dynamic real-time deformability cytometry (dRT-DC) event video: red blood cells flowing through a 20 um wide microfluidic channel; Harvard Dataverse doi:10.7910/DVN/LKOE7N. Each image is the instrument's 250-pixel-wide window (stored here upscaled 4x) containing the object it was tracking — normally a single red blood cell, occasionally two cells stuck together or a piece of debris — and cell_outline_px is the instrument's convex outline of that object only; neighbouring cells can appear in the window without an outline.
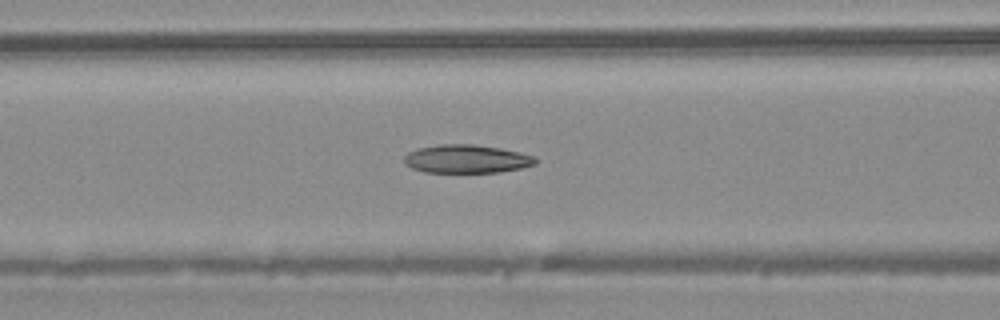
{"species": "common noctule bat (a hibernating species)", "species_latin": "Nyctalus noctula", "temperature_condition": "warm", "stored_images_in_passage": 48, "camera_frame_rate_fps": 3000, "um_per_image_px": 0.085, "animal": {"sex": "male", "body_mass_g": 20.4}, "frame": {"image": 1, "passage_image": 19, "time_ms": 6.0, "image_size_px": [1000, 320], "cell_outline_px": [[536, 164], [520, 168], [500, 172], [424, 172], [412, 168], [404, 164], [404, 156], [408, 152], [416, 148], [440, 144], [472, 144], [500, 148], [520, 152], [532, 156], [536, 160]], "centroid_in_image_um": [39.61, 13.5], "position_along_channel_um": 127.0, "area_um2": 21.68}}
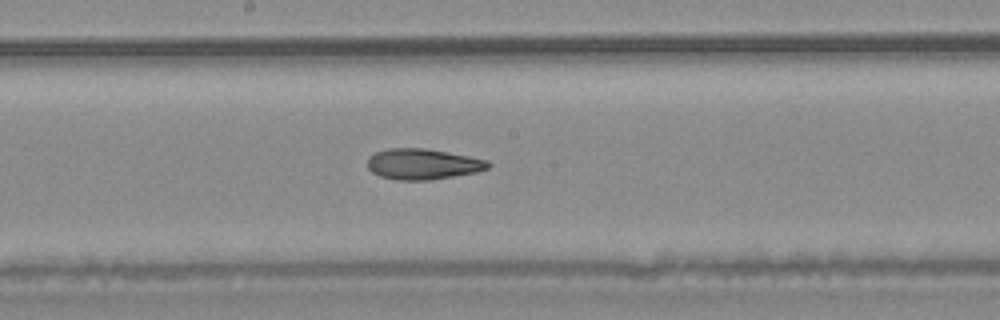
{"frame": {"image": 2, "passage_image": 25, "time_ms": 8.0, "image_size_px": [1000, 320], "cell_outline_px": [[492, 164], [488, 168], [476, 172], [432, 180], [396, 180], [380, 176], [372, 172], [368, 168], [368, 156], [376, 152], [388, 148], [424, 148], [448, 152], [488, 160]], "centroid_in_image_um": [35.93, 13.95], "position_along_channel_um": 212.3, "area_um2": 21.68}}
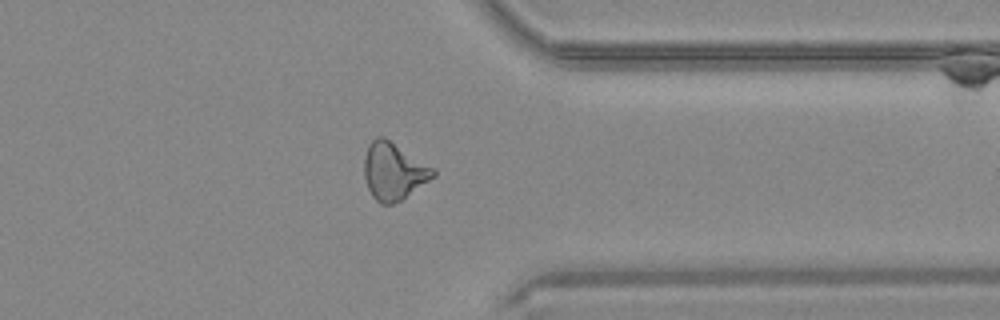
{"frame": {"image": 3, "passage_image": 37, "time_ms": 12.0, "image_size_px": [1000, 320], "cell_outline_px": [[436, 176], [400, 200], [392, 204], [380, 204], [372, 196], [368, 188], [364, 176], [364, 156], [368, 144], [376, 136], [384, 136], [436, 168]], "centroid_in_image_um": [33.46, 14.53], "position_along_channel_um": 377.9, "area_um2": 23.24}, "authors_computed_cell_mechanics": {"area_um2": 22.9466, "velocity_mm_per_s": 4.2654, "shape_relaxation_time_tau1_ms": null, "shape_relaxation_time_tau2_ms": 5.5744, "deformation_change_tau1": null, "deformation_change_tau2": 0.1628}}